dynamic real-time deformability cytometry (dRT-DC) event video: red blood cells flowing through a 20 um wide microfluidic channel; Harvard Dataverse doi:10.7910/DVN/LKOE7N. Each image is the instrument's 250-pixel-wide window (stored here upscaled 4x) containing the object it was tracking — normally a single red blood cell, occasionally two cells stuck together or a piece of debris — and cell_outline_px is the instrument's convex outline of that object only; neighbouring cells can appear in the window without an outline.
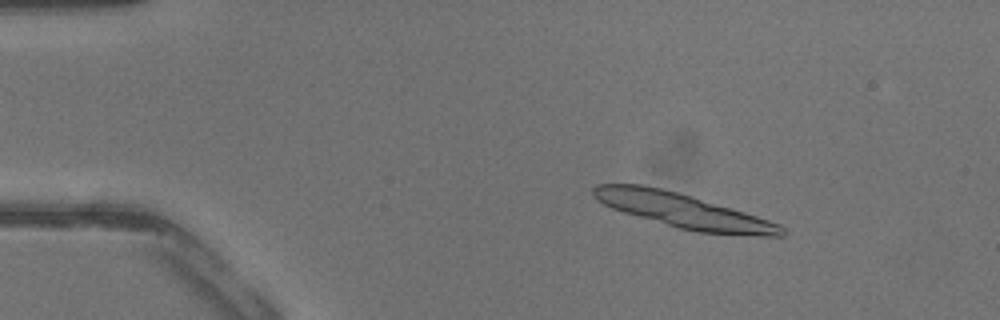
{"species": "common noctule bat (a hibernating species)", "species_latin": "Nyctalus noctula", "temperature_condition": "warm", "stored_images_in_passage": 42, "segment_of_instrument_passage": [1, 2], "camera_frame_rate_fps": 3000, "um_per_image_px": 0.085, "animal": {"sex": "male", "body_mass_g": 13.3}, "frame": {"image": 1, "passage_image": 6, "time_ms": 1.667, "image_size_px": [1000, 320], "cell_outline_px": [[788, 232], [784, 236], [760, 236], [700, 232], [680, 228], [624, 212], [612, 208], [596, 200], [592, 192], [592, 188], [596, 184], [644, 184], [692, 196], [744, 212], [780, 224]], "centroid_in_image_um": [58.08, 17.9], "position_along_channel_um": 26.9, "area_um2": 37.22}}